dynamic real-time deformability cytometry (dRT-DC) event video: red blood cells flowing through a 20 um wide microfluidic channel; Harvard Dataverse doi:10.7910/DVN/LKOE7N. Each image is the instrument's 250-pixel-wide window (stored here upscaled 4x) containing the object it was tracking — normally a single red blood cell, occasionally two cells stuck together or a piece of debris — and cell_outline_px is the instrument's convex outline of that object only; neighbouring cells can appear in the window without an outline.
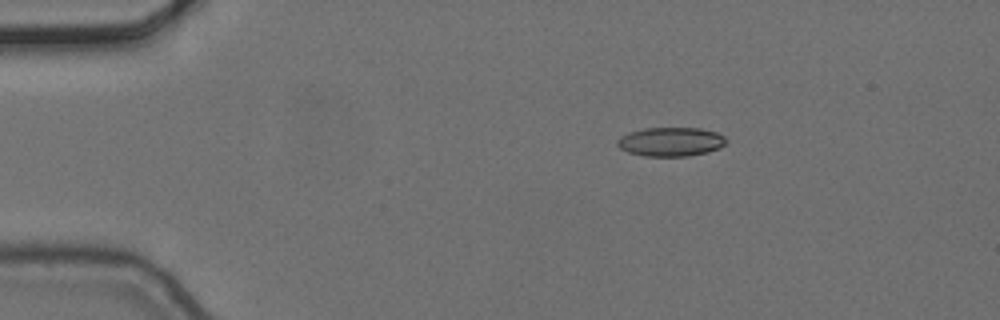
{"species": "common noctule bat (a hibernating species)", "species_latin": "Nyctalus noctula", "temperature_condition": "cold", "stored_images_in_passage": 4, "camera_frame_rate_fps": 3000, "um_per_image_px": 0.085, "animal": {"sex": "female", "body_mass_g": 24.6, "forearm_length_mm": 56.2}, "frame": {"image": 1, "passage_image": 3, "time_ms": 0.667, "image_size_px": [1000, 320], "cell_outline_px": [[728, 140], [720, 148], [708, 152], [688, 156], [644, 156], [628, 152], [620, 148], [616, 144], [616, 140], [620, 136], [628, 132], [644, 128], [700, 128], [716, 132], [724, 136]], "centroid_in_image_um": [57.0, 12.05], "position_along_channel_um": 28.0, "area_um2": 18.55}}